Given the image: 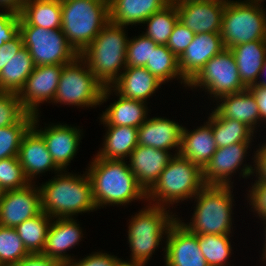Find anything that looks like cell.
Listing matches in <instances>:
<instances>
[{
  "mask_svg": "<svg viewBox=\"0 0 266 266\" xmlns=\"http://www.w3.org/2000/svg\"><path fill=\"white\" fill-rule=\"evenodd\" d=\"M250 143H235L217 148L212 158L202 169L205 186H231L230 175L241 167Z\"/></svg>",
  "mask_w": 266,
  "mask_h": 266,
  "instance_id": "17",
  "label": "cell"
},
{
  "mask_svg": "<svg viewBox=\"0 0 266 266\" xmlns=\"http://www.w3.org/2000/svg\"><path fill=\"white\" fill-rule=\"evenodd\" d=\"M264 221H265V223H264ZM263 223L266 225V219L263 220ZM264 229H265V231H264V232H265V233H264V234H265V235H264V236H265V238H264V239H265V240H264L265 243H264V245H263L264 248H262V249H263V254H262L263 256H262V259H264V261H266V226L264 227Z\"/></svg>",
  "mask_w": 266,
  "mask_h": 266,
  "instance_id": "53",
  "label": "cell"
},
{
  "mask_svg": "<svg viewBox=\"0 0 266 266\" xmlns=\"http://www.w3.org/2000/svg\"><path fill=\"white\" fill-rule=\"evenodd\" d=\"M9 60V44L5 43L0 47V72Z\"/></svg>",
  "mask_w": 266,
  "mask_h": 266,
  "instance_id": "50",
  "label": "cell"
},
{
  "mask_svg": "<svg viewBox=\"0 0 266 266\" xmlns=\"http://www.w3.org/2000/svg\"><path fill=\"white\" fill-rule=\"evenodd\" d=\"M61 29L80 55L109 22V4L95 0H60Z\"/></svg>",
  "mask_w": 266,
  "mask_h": 266,
  "instance_id": "5",
  "label": "cell"
},
{
  "mask_svg": "<svg viewBox=\"0 0 266 266\" xmlns=\"http://www.w3.org/2000/svg\"><path fill=\"white\" fill-rule=\"evenodd\" d=\"M124 26L109 21L79 55L103 84L111 86L126 69L127 38ZM120 72V73H118Z\"/></svg>",
  "mask_w": 266,
  "mask_h": 266,
  "instance_id": "3",
  "label": "cell"
},
{
  "mask_svg": "<svg viewBox=\"0 0 266 266\" xmlns=\"http://www.w3.org/2000/svg\"><path fill=\"white\" fill-rule=\"evenodd\" d=\"M183 126L167 118H148L138 128V144L159 150L176 148L179 154Z\"/></svg>",
  "mask_w": 266,
  "mask_h": 266,
  "instance_id": "22",
  "label": "cell"
},
{
  "mask_svg": "<svg viewBox=\"0 0 266 266\" xmlns=\"http://www.w3.org/2000/svg\"><path fill=\"white\" fill-rule=\"evenodd\" d=\"M256 155H253L254 158V165L255 167H252L251 165H244V167L241 170V174L243 178L250 176L251 174L255 173L258 175V180L266 182V143L259 147V149L255 152ZM254 168V169H253Z\"/></svg>",
  "mask_w": 266,
  "mask_h": 266,
  "instance_id": "46",
  "label": "cell"
},
{
  "mask_svg": "<svg viewBox=\"0 0 266 266\" xmlns=\"http://www.w3.org/2000/svg\"><path fill=\"white\" fill-rule=\"evenodd\" d=\"M157 43L143 34L128 40L126 50V67H145L150 61L152 48H156Z\"/></svg>",
  "mask_w": 266,
  "mask_h": 266,
  "instance_id": "40",
  "label": "cell"
},
{
  "mask_svg": "<svg viewBox=\"0 0 266 266\" xmlns=\"http://www.w3.org/2000/svg\"><path fill=\"white\" fill-rule=\"evenodd\" d=\"M225 49L220 33L195 34L190 45L178 58L182 77L189 83L205 64Z\"/></svg>",
  "mask_w": 266,
  "mask_h": 266,
  "instance_id": "18",
  "label": "cell"
},
{
  "mask_svg": "<svg viewBox=\"0 0 266 266\" xmlns=\"http://www.w3.org/2000/svg\"><path fill=\"white\" fill-rule=\"evenodd\" d=\"M187 86L206 89L215 100L247 89L239 77L234 54L227 48L212 57Z\"/></svg>",
  "mask_w": 266,
  "mask_h": 266,
  "instance_id": "11",
  "label": "cell"
},
{
  "mask_svg": "<svg viewBox=\"0 0 266 266\" xmlns=\"http://www.w3.org/2000/svg\"><path fill=\"white\" fill-rule=\"evenodd\" d=\"M12 266H66V263L50 259L42 254H30Z\"/></svg>",
  "mask_w": 266,
  "mask_h": 266,
  "instance_id": "47",
  "label": "cell"
},
{
  "mask_svg": "<svg viewBox=\"0 0 266 266\" xmlns=\"http://www.w3.org/2000/svg\"><path fill=\"white\" fill-rule=\"evenodd\" d=\"M19 33L35 66L65 65L78 56L69 45L62 29L48 30L38 26H19Z\"/></svg>",
  "mask_w": 266,
  "mask_h": 266,
  "instance_id": "10",
  "label": "cell"
},
{
  "mask_svg": "<svg viewBox=\"0 0 266 266\" xmlns=\"http://www.w3.org/2000/svg\"><path fill=\"white\" fill-rule=\"evenodd\" d=\"M164 252L166 266H208L198 244V235L189 231L178 219L167 231Z\"/></svg>",
  "mask_w": 266,
  "mask_h": 266,
  "instance_id": "13",
  "label": "cell"
},
{
  "mask_svg": "<svg viewBox=\"0 0 266 266\" xmlns=\"http://www.w3.org/2000/svg\"><path fill=\"white\" fill-rule=\"evenodd\" d=\"M60 171L53 179L39 186L41 210L51 218H72L78 213L97 209L90 178ZM59 174V175H58Z\"/></svg>",
  "mask_w": 266,
  "mask_h": 266,
  "instance_id": "2",
  "label": "cell"
},
{
  "mask_svg": "<svg viewBox=\"0 0 266 266\" xmlns=\"http://www.w3.org/2000/svg\"><path fill=\"white\" fill-rule=\"evenodd\" d=\"M117 266H145V264L121 260Z\"/></svg>",
  "mask_w": 266,
  "mask_h": 266,
  "instance_id": "51",
  "label": "cell"
},
{
  "mask_svg": "<svg viewBox=\"0 0 266 266\" xmlns=\"http://www.w3.org/2000/svg\"><path fill=\"white\" fill-rule=\"evenodd\" d=\"M118 100L111 103L102 113L100 121L105 126H130L139 128L146 120L148 108L146 102L134 99H128L121 95Z\"/></svg>",
  "mask_w": 266,
  "mask_h": 266,
  "instance_id": "29",
  "label": "cell"
},
{
  "mask_svg": "<svg viewBox=\"0 0 266 266\" xmlns=\"http://www.w3.org/2000/svg\"><path fill=\"white\" fill-rule=\"evenodd\" d=\"M179 20L175 3L171 2L162 10L153 13L142 24H147L144 36L150 38L158 45H166L173 28Z\"/></svg>",
  "mask_w": 266,
  "mask_h": 266,
  "instance_id": "35",
  "label": "cell"
},
{
  "mask_svg": "<svg viewBox=\"0 0 266 266\" xmlns=\"http://www.w3.org/2000/svg\"><path fill=\"white\" fill-rule=\"evenodd\" d=\"M248 89L254 94L256 98L259 112H260L261 122L262 120L265 122L266 121V87L253 85Z\"/></svg>",
  "mask_w": 266,
  "mask_h": 266,
  "instance_id": "48",
  "label": "cell"
},
{
  "mask_svg": "<svg viewBox=\"0 0 266 266\" xmlns=\"http://www.w3.org/2000/svg\"><path fill=\"white\" fill-rule=\"evenodd\" d=\"M261 6L248 0H227L220 31L225 48L266 40V13Z\"/></svg>",
  "mask_w": 266,
  "mask_h": 266,
  "instance_id": "9",
  "label": "cell"
},
{
  "mask_svg": "<svg viewBox=\"0 0 266 266\" xmlns=\"http://www.w3.org/2000/svg\"><path fill=\"white\" fill-rule=\"evenodd\" d=\"M217 150L212 126L207 121L204 126L193 131L183 127L179 155L203 169Z\"/></svg>",
  "mask_w": 266,
  "mask_h": 266,
  "instance_id": "25",
  "label": "cell"
},
{
  "mask_svg": "<svg viewBox=\"0 0 266 266\" xmlns=\"http://www.w3.org/2000/svg\"><path fill=\"white\" fill-rule=\"evenodd\" d=\"M54 221L45 212L25 220L15 229L30 254H41L44 250L47 232L51 221Z\"/></svg>",
  "mask_w": 266,
  "mask_h": 266,
  "instance_id": "33",
  "label": "cell"
},
{
  "mask_svg": "<svg viewBox=\"0 0 266 266\" xmlns=\"http://www.w3.org/2000/svg\"><path fill=\"white\" fill-rule=\"evenodd\" d=\"M249 2H252V3H255V4H259V5H261V2L263 1V0H248Z\"/></svg>",
  "mask_w": 266,
  "mask_h": 266,
  "instance_id": "56",
  "label": "cell"
},
{
  "mask_svg": "<svg viewBox=\"0 0 266 266\" xmlns=\"http://www.w3.org/2000/svg\"><path fill=\"white\" fill-rule=\"evenodd\" d=\"M219 99L221 103L214 110L221 117L240 121L255 131L261 117L256 98L248 88L242 92L223 95L217 100Z\"/></svg>",
  "mask_w": 266,
  "mask_h": 266,
  "instance_id": "27",
  "label": "cell"
},
{
  "mask_svg": "<svg viewBox=\"0 0 266 266\" xmlns=\"http://www.w3.org/2000/svg\"><path fill=\"white\" fill-rule=\"evenodd\" d=\"M17 157L30 183L40 173L53 169L55 173L61 171L53 162L43 136L33 126L24 134Z\"/></svg>",
  "mask_w": 266,
  "mask_h": 266,
  "instance_id": "20",
  "label": "cell"
},
{
  "mask_svg": "<svg viewBox=\"0 0 266 266\" xmlns=\"http://www.w3.org/2000/svg\"><path fill=\"white\" fill-rule=\"evenodd\" d=\"M38 114L34 116L32 126L43 136L47 150L51 154L55 165L65 171L71 160H73L80 143L81 130L60 124H51L44 130L38 128ZM37 126V127H36ZM65 169V170H64Z\"/></svg>",
  "mask_w": 266,
  "mask_h": 266,
  "instance_id": "15",
  "label": "cell"
},
{
  "mask_svg": "<svg viewBox=\"0 0 266 266\" xmlns=\"http://www.w3.org/2000/svg\"><path fill=\"white\" fill-rule=\"evenodd\" d=\"M103 148L96 155L103 159L125 160L138 146V128L130 126H106Z\"/></svg>",
  "mask_w": 266,
  "mask_h": 266,
  "instance_id": "31",
  "label": "cell"
},
{
  "mask_svg": "<svg viewBox=\"0 0 266 266\" xmlns=\"http://www.w3.org/2000/svg\"><path fill=\"white\" fill-rule=\"evenodd\" d=\"M82 237V230L76 220L56 218V221H51L46 244L41 254L50 259L67 263L72 257L66 254V250L77 245Z\"/></svg>",
  "mask_w": 266,
  "mask_h": 266,
  "instance_id": "23",
  "label": "cell"
},
{
  "mask_svg": "<svg viewBox=\"0 0 266 266\" xmlns=\"http://www.w3.org/2000/svg\"><path fill=\"white\" fill-rule=\"evenodd\" d=\"M64 65L35 66L24 86L17 93L23 108L37 115L40 103L53 102Z\"/></svg>",
  "mask_w": 266,
  "mask_h": 266,
  "instance_id": "12",
  "label": "cell"
},
{
  "mask_svg": "<svg viewBox=\"0 0 266 266\" xmlns=\"http://www.w3.org/2000/svg\"><path fill=\"white\" fill-rule=\"evenodd\" d=\"M27 113L17 93L0 91V127L18 123Z\"/></svg>",
  "mask_w": 266,
  "mask_h": 266,
  "instance_id": "41",
  "label": "cell"
},
{
  "mask_svg": "<svg viewBox=\"0 0 266 266\" xmlns=\"http://www.w3.org/2000/svg\"><path fill=\"white\" fill-rule=\"evenodd\" d=\"M264 71L266 72V57H265L264 65H263V67L261 69L260 75H263ZM256 85L266 87V79H262V81H260V80L257 81Z\"/></svg>",
  "mask_w": 266,
  "mask_h": 266,
  "instance_id": "52",
  "label": "cell"
},
{
  "mask_svg": "<svg viewBox=\"0 0 266 266\" xmlns=\"http://www.w3.org/2000/svg\"><path fill=\"white\" fill-rule=\"evenodd\" d=\"M7 43L9 60L0 72V91L18 93L34 71L35 64L20 33Z\"/></svg>",
  "mask_w": 266,
  "mask_h": 266,
  "instance_id": "19",
  "label": "cell"
},
{
  "mask_svg": "<svg viewBox=\"0 0 266 266\" xmlns=\"http://www.w3.org/2000/svg\"><path fill=\"white\" fill-rule=\"evenodd\" d=\"M34 186L37 185L29 183L23 188L5 191L0 201V226L16 228L42 211L40 189Z\"/></svg>",
  "mask_w": 266,
  "mask_h": 266,
  "instance_id": "14",
  "label": "cell"
},
{
  "mask_svg": "<svg viewBox=\"0 0 266 266\" xmlns=\"http://www.w3.org/2000/svg\"><path fill=\"white\" fill-rule=\"evenodd\" d=\"M162 84L145 67H126L111 90L125 98L146 102Z\"/></svg>",
  "mask_w": 266,
  "mask_h": 266,
  "instance_id": "24",
  "label": "cell"
},
{
  "mask_svg": "<svg viewBox=\"0 0 266 266\" xmlns=\"http://www.w3.org/2000/svg\"><path fill=\"white\" fill-rule=\"evenodd\" d=\"M34 116L27 113L18 123L0 127V160L18 156L22 138L32 126Z\"/></svg>",
  "mask_w": 266,
  "mask_h": 266,
  "instance_id": "37",
  "label": "cell"
},
{
  "mask_svg": "<svg viewBox=\"0 0 266 266\" xmlns=\"http://www.w3.org/2000/svg\"><path fill=\"white\" fill-rule=\"evenodd\" d=\"M232 186H204L195 196L196 208L192 222L182 225L196 235L231 233Z\"/></svg>",
  "mask_w": 266,
  "mask_h": 266,
  "instance_id": "6",
  "label": "cell"
},
{
  "mask_svg": "<svg viewBox=\"0 0 266 266\" xmlns=\"http://www.w3.org/2000/svg\"><path fill=\"white\" fill-rule=\"evenodd\" d=\"M145 68L162 83L181 78V84L188 85L179 70L178 57L166 45L152 48L150 61L146 63Z\"/></svg>",
  "mask_w": 266,
  "mask_h": 266,
  "instance_id": "34",
  "label": "cell"
},
{
  "mask_svg": "<svg viewBox=\"0 0 266 266\" xmlns=\"http://www.w3.org/2000/svg\"><path fill=\"white\" fill-rule=\"evenodd\" d=\"M27 0H0V8L20 14Z\"/></svg>",
  "mask_w": 266,
  "mask_h": 266,
  "instance_id": "49",
  "label": "cell"
},
{
  "mask_svg": "<svg viewBox=\"0 0 266 266\" xmlns=\"http://www.w3.org/2000/svg\"><path fill=\"white\" fill-rule=\"evenodd\" d=\"M227 0L175 3L179 21L195 34L220 33Z\"/></svg>",
  "mask_w": 266,
  "mask_h": 266,
  "instance_id": "16",
  "label": "cell"
},
{
  "mask_svg": "<svg viewBox=\"0 0 266 266\" xmlns=\"http://www.w3.org/2000/svg\"><path fill=\"white\" fill-rule=\"evenodd\" d=\"M217 148L227 147L235 143H251L254 131L246 124L221 117L215 110L208 118Z\"/></svg>",
  "mask_w": 266,
  "mask_h": 266,
  "instance_id": "32",
  "label": "cell"
},
{
  "mask_svg": "<svg viewBox=\"0 0 266 266\" xmlns=\"http://www.w3.org/2000/svg\"><path fill=\"white\" fill-rule=\"evenodd\" d=\"M202 1H209V0H173V3H193V2H202Z\"/></svg>",
  "mask_w": 266,
  "mask_h": 266,
  "instance_id": "54",
  "label": "cell"
},
{
  "mask_svg": "<svg viewBox=\"0 0 266 266\" xmlns=\"http://www.w3.org/2000/svg\"><path fill=\"white\" fill-rule=\"evenodd\" d=\"M250 193V195H249ZM248 193L250 205L252 206L258 216L263 220L266 219V182L257 180L251 187Z\"/></svg>",
  "mask_w": 266,
  "mask_h": 266,
  "instance_id": "44",
  "label": "cell"
},
{
  "mask_svg": "<svg viewBox=\"0 0 266 266\" xmlns=\"http://www.w3.org/2000/svg\"><path fill=\"white\" fill-rule=\"evenodd\" d=\"M194 35V32L178 20L166 46L179 58L192 42Z\"/></svg>",
  "mask_w": 266,
  "mask_h": 266,
  "instance_id": "42",
  "label": "cell"
},
{
  "mask_svg": "<svg viewBox=\"0 0 266 266\" xmlns=\"http://www.w3.org/2000/svg\"><path fill=\"white\" fill-rule=\"evenodd\" d=\"M149 205L135 214L129 222L130 262L148 263L162 238L167 235L170 225L177 219L174 214L171 215L172 212L169 214L166 207Z\"/></svg>",
  "mask_w": 266,
  "mask_h": 266,
  "instance_id": "8",
  "label": "cell"
},
{
  "mask_svg": "<svg viewBox=\"0 0 266 266\" xmlns=\"http://www.w3.org/2000/svg\"><path fill=\"white\" fill-rule=\"evenodd\" d=\"M202 169L179 154L169 160L158 180L146 192L151 205L167 207L170 204L192 199L203 187Z\"/></svg>",
  "mask_w": 266,
  "mask_h": 266,
  "instance_id": "4",
  "label": "cell"
},
{
  "mask_svg": "<svg viewBox=\"0 0 266 266\" xmlns=\"http://www.w3.org/2000/svg\"><path fill=\"white\" fill-rule=\"evenodd\" d=\"M4 194H5V190H4V188L0 185V201H1V199L3 198Z\"/></svg>",
  "mask_w": 266,
  "mask_h": 266,
  "instance_id": "55",
  "label": "cell"
},
{
  "mask_svg": "<svg viewBox=\"0 0 266 266\" xmlns=\"http://www.w3.org/2000/svg\"><path fill=\"white\" fill-rule=\"evenodd\" d=\"M239 77L246 88L257 84L266 57V40H256L230 48Z\"/></svg>",
  "mask_w": 266,
  "mask_h": 266,
  "instance_id": "28",
  "label": "cell"
},
{
  "mask_svg": "<svg viewBox=\"0 0 266 266\" xmlns=\"http://www.w3.org/2000/svg\"><path fill=\"white\" fill-rule=\"evenodd\" d=\"M29 183L17 156L0 160V185L5 191L20 189Z\"/></svg>",
  "mask_w": 266,
  "mask_h": 266,
  "instance_id": "39",
  "label": "cell"
},
{
  "mask_svg": "<svg viewBox=\"0 0 266 266\" xmlns=\"http://www.w3.org/2000/svg\"><path fill=\"white\" fill-rule=\"evenodd\" d=\"M173 157L169 151L139 145L129 156V167L138 184L147 192Z\"/></svg>",
  "mask_w": 266,
  "mask_h": 266,
  "instance_id": "21",
  "label": "cell"
},
{
  "mask_svg": "<svg viewBox=\"0 0 266 266\" xmlns=\"http://www.w3.org/2000/svg\"><path fill=\"white\" fill-rule=\"evenodd\" d=\"M120 261L121 259L117 258V256L115 257V255L94 252V254H90L78 261L72 258L66 263V266H117Z\"/></svg>",
  "mask_w": 266,
  "mask_h": 266,
  "instance_id": "45",
  "label": "cell"
},
{
  "mask_svg": "<svg viewBox=\"0 0 266 266\" xmlns=\"http://www.w3.org/2000/svg\"><path fill=\"white\" fill-rule=\"evenodd\" d=\"M171 0H111L109 21L122 25L142 24L153 13L169 5Z\"/></svg>",
  "mask_w": 266,
  "mask_h": 266,
  "instance_id": "26",
  "label": "cell"
},
{
  "mask_svg": "<svg viewBox=\"0 0 266 266\" xmlns=\"http://www.w3.org/2000/svg\"><path fill=\"white\" fill-rule=\"evenodd\" d=\"M95 1H99V2H102V3L110 4L111 0H95Z\"/></svg>",
  "mask_w": 266,
  "mask_h": 266,
  "instance_id": "57",
  "label": "cell"
},
{
  "mask_svg": "<svg viewBox=\"0 0 266 266\" xmlns=\"http://www.w3.org/2000/svg\"><path fill=\"white\" fill-rule=\"evenodd\" d=\"M20 14L11 11L0 12V47L19 33Z\"/></svg>",
  "mask_w": 266,
  "mask_h": 266,
  "instance_id": "43",
  "label": "cell"
},
{
  "mask_svg": "<svg viewBox=\"0 0 266 266\" xmlns=\"http://www.w3.org/2000/svg\"><path fill=\"white\" fill-rule=\"evenodd\" d=\"M125 160L93 158L87 174L92 185L97 209L103 205H127L133 200H146L145 190Z\"/></svg>",
  "mask_w": 266,
  "mask_h": 266,
  "instance_id": "1",
  "label": "cell"
},
{
  "mask_svg": "<svg viewBox=\"0 0 266 266\" xmlns=\"http://www.w3.org/2000/svg\"><path fill=\"white\" fill-rule=\"evenodd\" d=\"M111 91V86L104 87L78 55L63 66L53 103L95 107L106 102Z\"/></svg>",
  "mask_w": 266,
  "mask_h": 266,
  "instance_id": "7",
  "label": "cell"
},
{
  "mask_svg": "<svg viewBox=\"0 0 266 266\" xmlns=\"http://www.w3.org/2000/svg\"><path fill=\"white\" fill-rule=\"evenodd\" d=\"M229 236L230 234L198 235V244L208 266H227L232 251Z\"/></svg>",
  "mask_w": 266,
  "mask_h": 266,
  "instance_id": "36",
  "label": "cell"
},
{
  "mask_svg": "<svg viewBox=\"0 0 266 266\" xmlns=\"http://www.w3.org/2000/svg\"><path fill=\"white\" fill-rule=\"evenodd\" d=\"M60 0H27L20 13L19 26H38L48 30L61 29Z\"/></svg>",
  "mask_w": 266,
  "mask_h": 266,
  "instance_id": "30",
  "label": "cell"
},
{
  "mask_svg": "<svg viewBox=\"0 0 266 266\" xmlns=\"http://www.w3.org/2000/svg\"><path fill=\"white\" fill-rule=\"evenodd\" d=\"M28 255L16 229L0 226V265L12 266Z\"/></svg>",
  "mask_w": 266,
  "mask_h": 266,
  "instance_id": "38",
  "label": "cell"
}]
</instances>
